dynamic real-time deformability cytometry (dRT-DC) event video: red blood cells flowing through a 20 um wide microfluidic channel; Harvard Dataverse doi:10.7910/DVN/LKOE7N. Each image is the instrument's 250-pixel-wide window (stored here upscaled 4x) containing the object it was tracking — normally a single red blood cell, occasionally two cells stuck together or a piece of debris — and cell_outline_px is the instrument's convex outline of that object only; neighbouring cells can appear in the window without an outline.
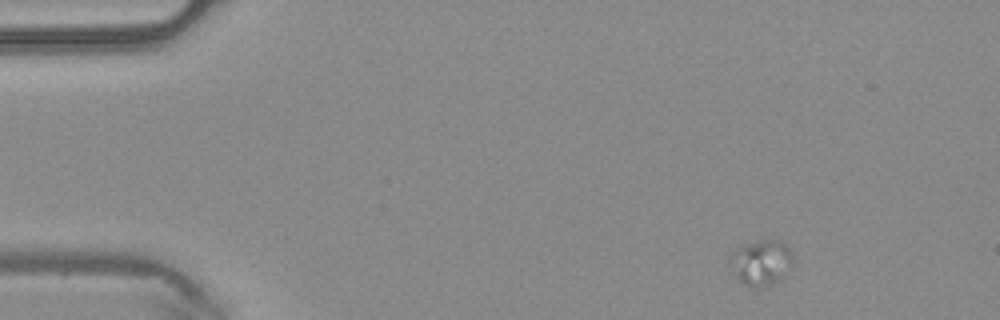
{"species": "common noctule bat (a hibernating species)", "species_latin": "Nyctalus noctula", "temperature_condition": "warm", "stored_images_in_passage": 4, "camera_frame_rate_fps": 3000, "um_per_image_px": 0.085, "animal": {"sex": "male", "body_mass_g": 20.4}, "frame": {"image": 1, "passage_image": 1, "time_ms": 0.0, "image_size_px": [1000, 320], "cell_outline_px": [[792, 260], [776, 280], [768, 284], [744, 284], [740, 280], [728, 264], [728, 256], [740, 244], [772, 236], [784, 244], [792, 252]], "centroid_in_image_um": [64.6, 22.16], "position_along_channel_um": 20.4, "area_um2": 16.18}}
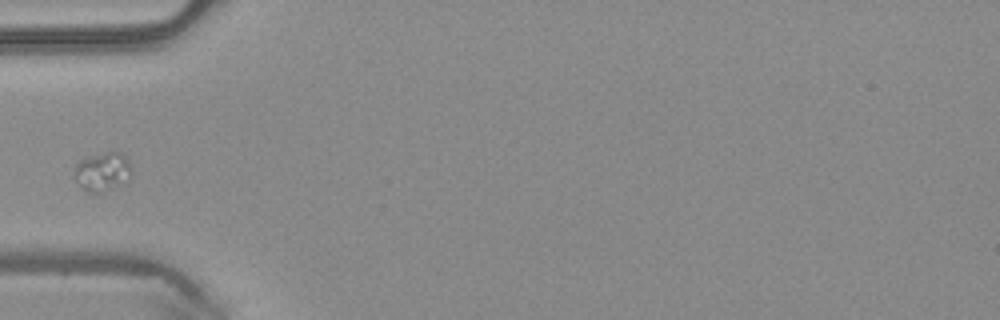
{"frame": {"image": 2, "passage_image": 4, "time_ms": 1.0, "image_size_px": [1000, 320], "cell_outline_px": [[128, 184], [96, 192], [88, 192], [80, 188], [76, 180], [76, 160], [88, 156], [116, 148], [128, 160]], "centroid_in_image_um": [8.69, 14.55], "position_along_channel_um": 76.3, "area_um2": 13.06}}